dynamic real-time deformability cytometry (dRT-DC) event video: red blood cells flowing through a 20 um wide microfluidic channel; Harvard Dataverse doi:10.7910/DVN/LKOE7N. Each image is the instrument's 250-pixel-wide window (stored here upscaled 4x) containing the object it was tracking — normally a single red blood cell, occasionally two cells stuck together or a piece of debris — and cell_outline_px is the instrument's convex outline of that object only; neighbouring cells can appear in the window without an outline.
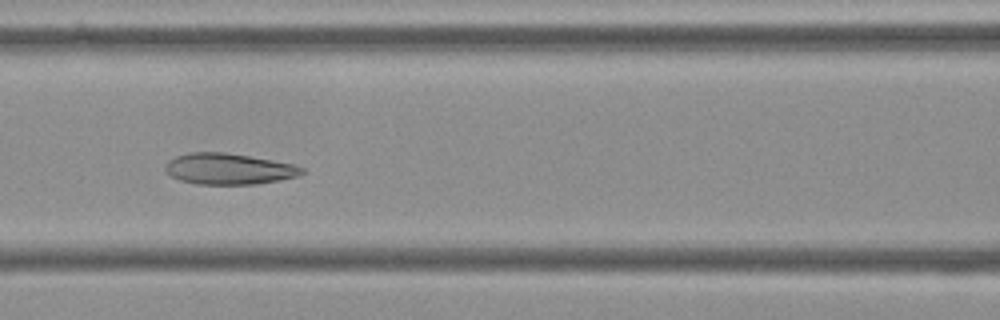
{"species": "Egyptian fruit bat (a non-hibernating species)", "species_latin": "Rousettus aegyptiacus", "temperature_condition": "cold", "stored_images_in_passage": 54, "camera_frame_rate_fps": 3000, "um_per_image_px": 0.085, "frame": {"image": 1, "passage_image": 22, "time_ms": 7.0, "image_size_px": [1000, 320], "cell_outline_px": [[304, 172], [296, 176], [280, 180], [256, 184], [196, 184], [180, 180], [168, 176], [164, 168], [164, 164], [168, 160], [176, 156], [188, 152], [224, 152], [296, 164], [304, 168]], "centroid_in_image_um": [19.4, 14.35], "position_along_channel_um": 147.2, "area_um2": 24.91}}
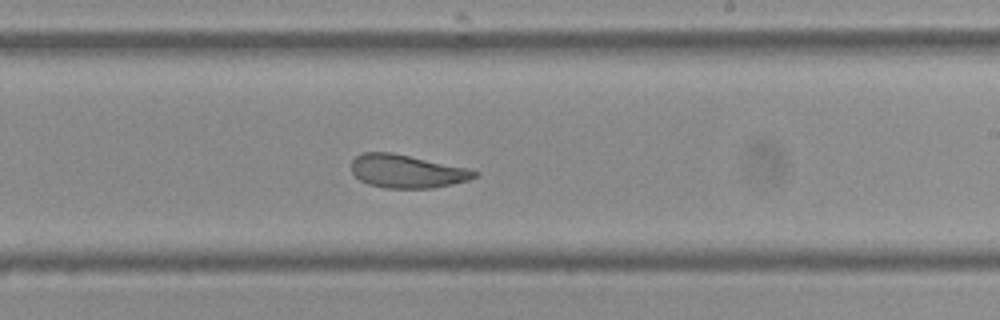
{"frame": {"image": 2, "passage_image": 31, "time_ms": 10.0, "image_size_px": [1000, 320], "cell_outline_px": [[480, 172], [476, 176], [468, 180], [452, 184], [432, 188], [384, 188], [368, 184], [360, 180], [352, 172], [352, 160], [356, 156], [364, 152], [392, 152], [468, 168]], "centroid_in_image_um": [34.58, 14.56], "position_along_channel_um": 254.4, "area_um2": 23.81}}
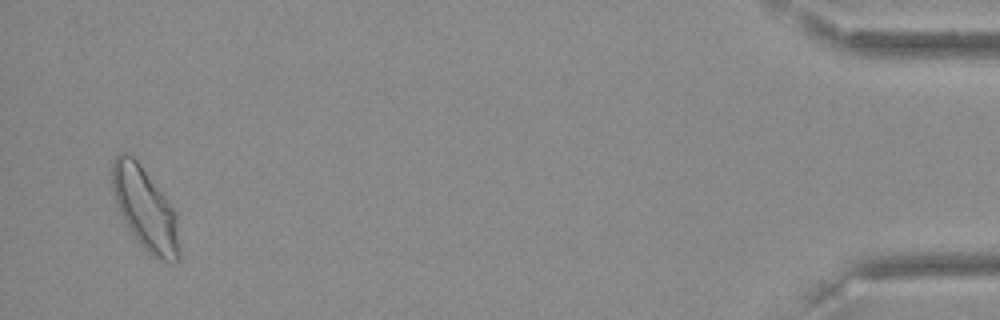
{"frame": {"image": 3, "passage_image": 52, "time_ms": 17.0, "image_size_px": [1000, 320], "cell_outline_px": [[180, 260], [176, 264], [168, 264], [156, 260], [136, 240], [128, 228], [116, 204], [112, 188], [112, 164], [116, 156], [120, 152], [124, 152], [132, 156], [140, 164], [176, 212], [180, 252]], "centroid_in_image_um": [12.36, 17.83], "position_along_channel_um": 422.8, "area_um2": 32.37}, "authors_computed_cell_mechanics": {"area_um2": 26.588, "velocity_mm_per_s": 3.5837, "shape_relaxation_time_tau1_ms": 9.1084, "shape_relaxation_time_tau2_ms": 2.0024, "deformation_change_tau1": 0.1517, "deformation_change_tau2": 0.0846}}